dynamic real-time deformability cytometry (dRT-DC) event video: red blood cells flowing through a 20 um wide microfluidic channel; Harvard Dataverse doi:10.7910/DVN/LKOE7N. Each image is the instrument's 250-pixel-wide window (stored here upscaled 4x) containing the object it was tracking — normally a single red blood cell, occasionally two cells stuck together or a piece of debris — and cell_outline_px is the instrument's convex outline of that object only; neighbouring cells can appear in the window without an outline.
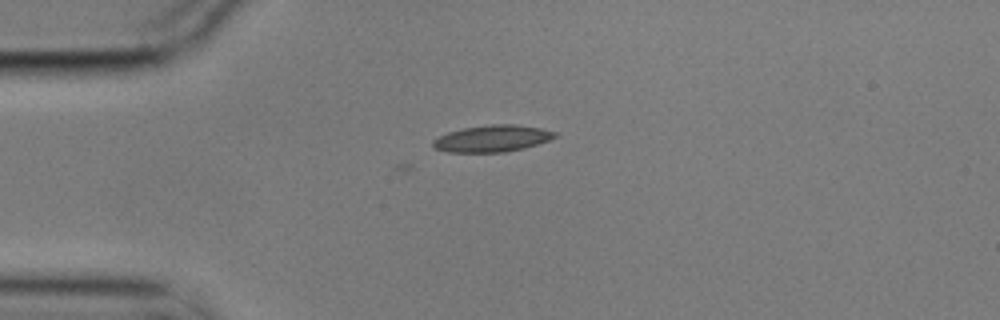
{"species": "common noctule bat (a hibernating species)", "species_latin": "Nyctalus noctula", "temperature_condition": "cold", "stored_images_in_passage": 3, "camera_frame_rate_fps": 3000, "um_per_image_px": 0.085, "animal": {"sex": "male", "body_mass_g": 17.9}, "frame": {"image": 1, "passage_image": 1, "time_ms": 0.0, "image_size_px": [1000, 320], "cell_outline_px": [[560, 136], [524, 148], [504, 152], [448, 152], [436, 148], [432, 144], [432, 140], [448, 132], [464, 128], [492, 124], [516, 124], [540, 128], [556, 132]], "centroid_in_image_um": [41.87, 11.77], "position_along_channel_um": 43.1, "area_um2": 18.84}}